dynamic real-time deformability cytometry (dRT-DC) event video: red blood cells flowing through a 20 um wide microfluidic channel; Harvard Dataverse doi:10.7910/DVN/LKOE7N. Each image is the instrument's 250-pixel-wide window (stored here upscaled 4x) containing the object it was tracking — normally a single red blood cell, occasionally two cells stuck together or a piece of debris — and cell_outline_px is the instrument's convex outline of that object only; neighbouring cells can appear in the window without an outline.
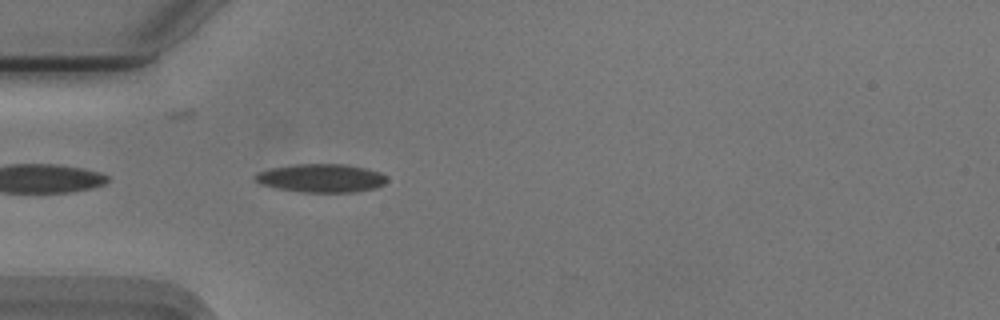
{"species": "Egyptian fruit bat (a non-hibernating species)", "species_latin": "Rousettus aegyptiacus", "temperature_condition": "cold", "stored_images_in_passage": 41, "camera_frame_rate_fps": 3000, "um_per_image_px": 0.085, "animal": {"sex": "male"}, "frame": {"image": 1, "passage_image": 2, "time_ms": 0.333, "image_size_px": [1000, 320], "cell_outline_px": [[388, 180], [384, 184], [376, 188], [356, 192], [300, 192], [276, 188], [260, 184], [252, 176], [260, 172], [272, 168], [296, 164], [348, 164], [380, 172]], "centroid_in_image_um": [27.31, 15.14], "position_along_channel_um": 57.7, "area_um2": 21.79}}
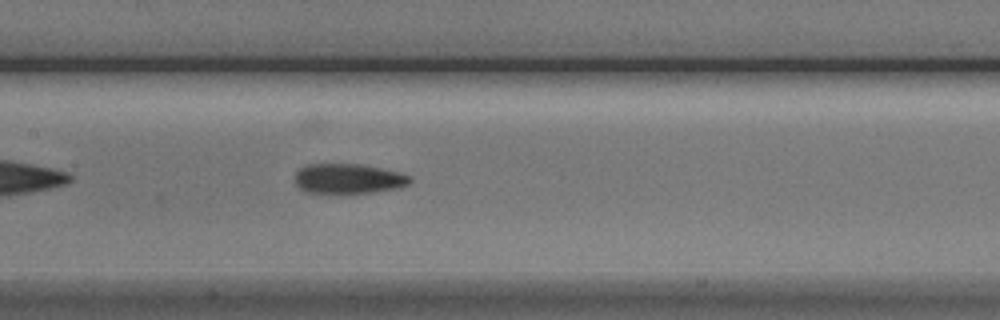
{"frame": {"image": 2, "passage_image": 12, "time_ms": 3.667, "image_size_px": [1000, 320], "cell_outline_px": [[412, 180], [408, 184], [400, 188], [352, 196], [340, 196], [304, 192], [296, 184], [296, 172], [300, 168], [308, 164], [364, 164], [400, 172], [412, 176]], "centroid_in_image_um": [29.64, 15.24], "position_along_channel_um": 177.8, "area_um2": 21.27}}
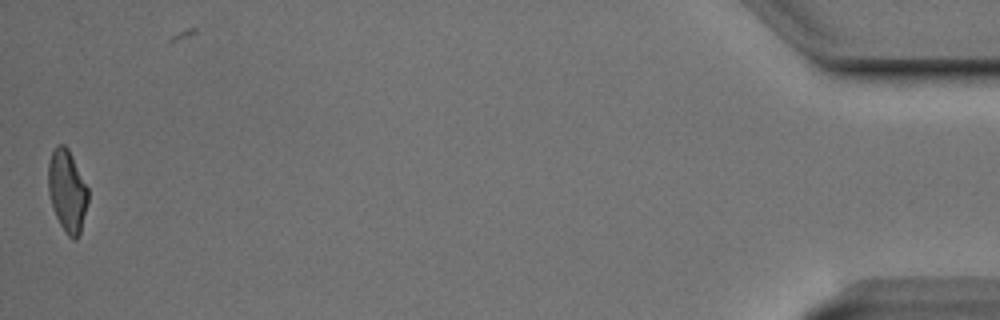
{"frame": {"image": 3, "passage_image": 40, "time_ms": 13.0, "image_size_px": [1000, 320], "cell_outline_px": [[88, 200], [80, 232], [76, 240], [72, 240], [68, 236], [60, 224], [52, 208], [48, 192], [48, 164], [52, 152], [56, 144], [64, 144], [68, 148], [88, 188]], "centroid_in_image_um": [5.7, 16.22], "position_along_channel_um": 429.5, "area_um2": 19.02}, "authors_computed_cell_mechanics": {"area_um2": 20.2878, "velocity_mm_per_s": 3.7401, "shape_relaxation_time_tau1_ms": 2.8394, "shape_relaxation_time_tau2_ms": 3.1531, "deformation_change_tau1": 0.1426, "deformation_change_tau2": 0.1137}}